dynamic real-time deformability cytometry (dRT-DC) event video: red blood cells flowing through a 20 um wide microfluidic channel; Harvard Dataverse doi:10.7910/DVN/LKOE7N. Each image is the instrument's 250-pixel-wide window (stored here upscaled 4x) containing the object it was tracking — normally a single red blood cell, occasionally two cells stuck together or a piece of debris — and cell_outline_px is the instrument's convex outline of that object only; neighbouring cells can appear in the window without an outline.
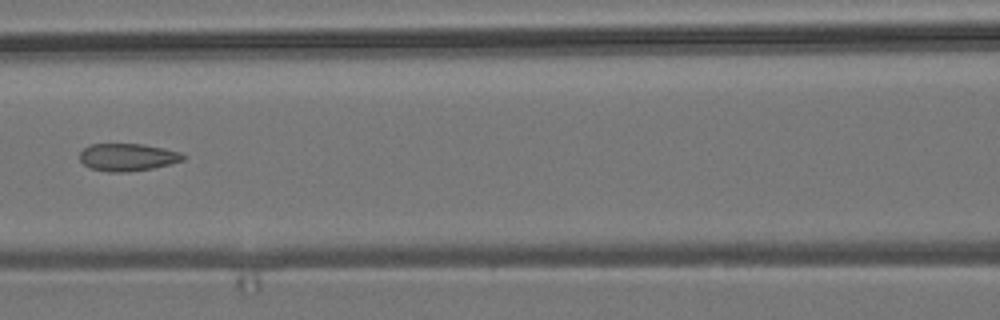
{"species": "common noctule bat (a hibernating species)", "species_latin": "Nyctalus noctula", "temperature_condition": "room temperature", "stored_images_in_passage": 5, "camera_frame_rate_fps": 3000, "um_per_image_px": 0.085, "animal": {"sex": "male", "body_mass_g": 19.2, "forearm_length_mm": 51.8}, "frame": {"image": 1, "passage_image": 4, "time_ms": 4.333, "image_size_px": [1000, 320], "cell_outline_px": [[184, 160], [152, 168], [128, 172], [108, 172], [88, 168], [80, 160], [80, 152], [88, 144], [144, 144], [164, 148], [180, 152], [184, 156]], "centroid_in_image_um": [10.8, 13.36], "position_along_channel_um": 155.8, "area_um2": 16.59}}
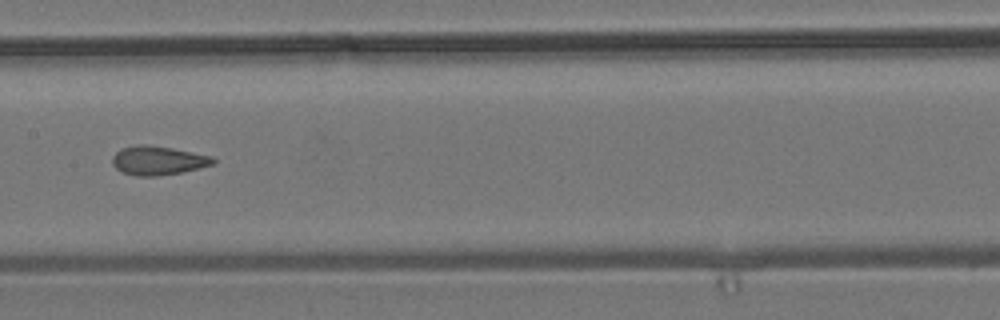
{"frame": {"image": 2, "passage_image": 5, "time_ms": 5.333, "image_size_px": [1000, 320], "cell_outline_px": [[216, 164], [180, 172], [156, 176], [136, 176], [124, 172], [116, 168], [112, 164], [112, 156], [120, 148], [136, 144], [148, 144], [172, 148], [212, 156], [216, 160]], "centroid_in_image_um": [13.42, 13.62], "position_along_channel_um": 194.0, "area_um2": 17.05}}